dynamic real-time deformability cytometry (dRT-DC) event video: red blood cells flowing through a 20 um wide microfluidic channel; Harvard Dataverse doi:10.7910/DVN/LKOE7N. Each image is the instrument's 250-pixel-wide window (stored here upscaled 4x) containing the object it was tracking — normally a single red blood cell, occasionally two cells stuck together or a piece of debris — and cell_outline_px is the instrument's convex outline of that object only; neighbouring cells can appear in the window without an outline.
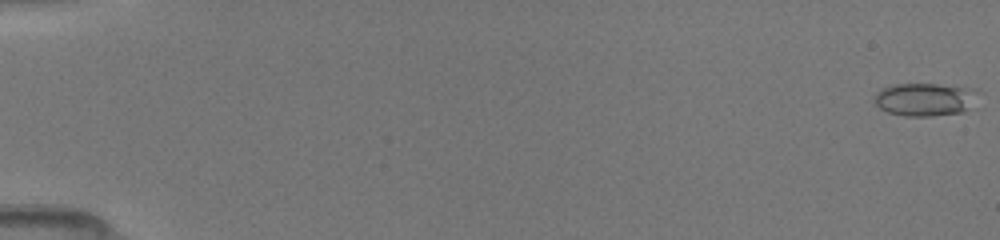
{"species": "common noctule bat (a hibernating species)", "species_latin": "Nyctalus noctula", "temperature_condition": "room temperature", "stored_images_in_passage": 12, "camera_frame_rate_fps": 3000, "um_per_image_px": 0.085, "animal": {"sex": "female", "body_mass_g": 19.5, "forearm_length_mm": 54.1}, "frame": {"image": 1, "passage_image": 1, "time_ms": 0.0, "image_size_px": [1000, 240], "cell_outline_px": [[980, 92], [968, 108], [964, 112], [932, 116], [904, 116], [888, 112], [880, 108], [872, 100], [876, 92], [880, 88], [896, 84], [936, 84], [976, 88]], "centroid_in_image_um": [78.61, 8.44], "position_along_channel_um": 6.4, "area_um2": 20.17}}
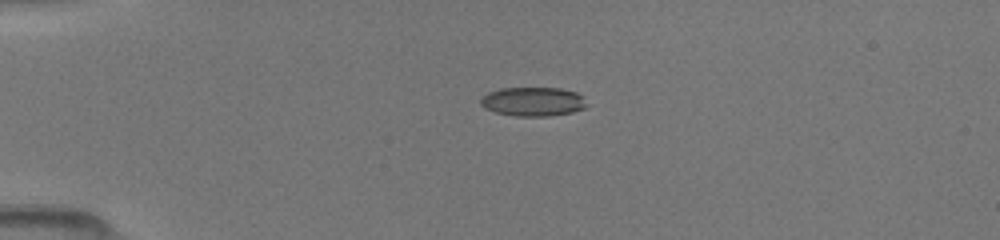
{"frame": {"image": 2, "passage_image": 8, "time_ms": 4.0, "image_size_px": [1000, 240], "cell_outline_px": [[584, 108], [572, 112], [548, 116], [516, 116], [496, 112], [484, 108], [480, 104], [480, 100], [488, 92], [500, 88], [560, 88], [576, 92], [580, 96], [584, 104]], "centroid_in_image_um": [45.24, 8.63], "position_along_channel_um": 39.8, "area_um2": 17.69}}
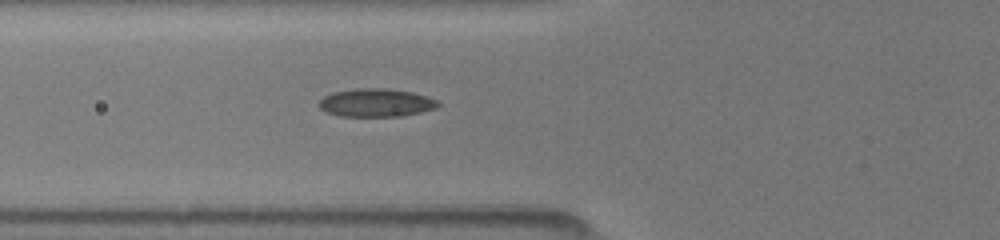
{"frame": {"image": 3, "passage_image": 12, "time_ms": 6.333, "image_size_px": [1000, 240], "cell_outline_px": [[440, 104], [436, 108], [420, 112], [400, 116], [340, 116], [328, 112], [320, 108], [320, 100], [324, 96], [332, 92], [356, 88], [384, 88], [412, 92], [428, 96], [440, 100]], "centroid_in_image_um": [32.0, 8.72], "position_along_channel_um": 93.8, "area_um2": 19.54}}